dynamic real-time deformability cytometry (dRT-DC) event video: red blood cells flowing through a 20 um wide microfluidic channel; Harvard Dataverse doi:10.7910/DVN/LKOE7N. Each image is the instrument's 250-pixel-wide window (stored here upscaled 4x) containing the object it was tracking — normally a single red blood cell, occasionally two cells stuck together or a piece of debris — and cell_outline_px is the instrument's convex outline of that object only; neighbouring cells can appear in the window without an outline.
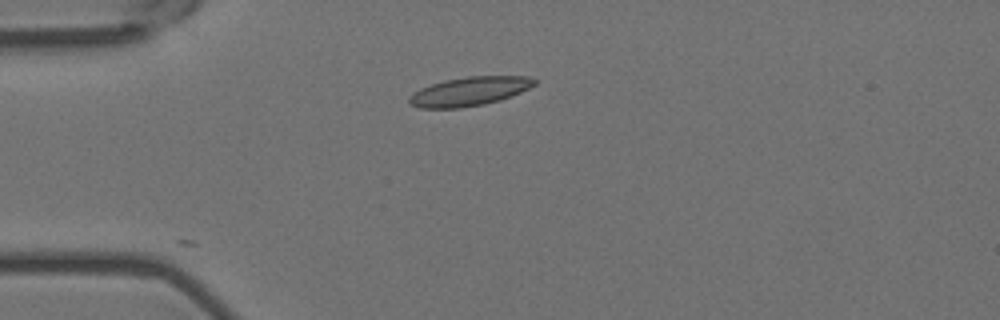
{"species": "Egyptian fruit bat (a non-hibernating species)", "species_latin": "Rousettus aegyptiacus", "temperature_condition": "room temperature", "stored_images_in_passage": 4, "camera_frame_rate_fps": 3000, "um_per_image_px": 0.085, "animal": {"sex": "female"}, "frame": {"image": 1, "passage_image": 4, "time_ms": 1.0, "image_size_px": [1000, 320], "cell_outline_px": [[536, 84], [512, 96], [500, 100], [484, 104], [460, 108], [420, 108], [408, 104], [408, 96], [412, 92], [420, 88], [444, 80], [468, 76], [528, 76], [536, 80]], "centroid_in_image_um": [39.86, 7.77], "position_along_channel_um": 45.1, "area_um2": 21.21}}